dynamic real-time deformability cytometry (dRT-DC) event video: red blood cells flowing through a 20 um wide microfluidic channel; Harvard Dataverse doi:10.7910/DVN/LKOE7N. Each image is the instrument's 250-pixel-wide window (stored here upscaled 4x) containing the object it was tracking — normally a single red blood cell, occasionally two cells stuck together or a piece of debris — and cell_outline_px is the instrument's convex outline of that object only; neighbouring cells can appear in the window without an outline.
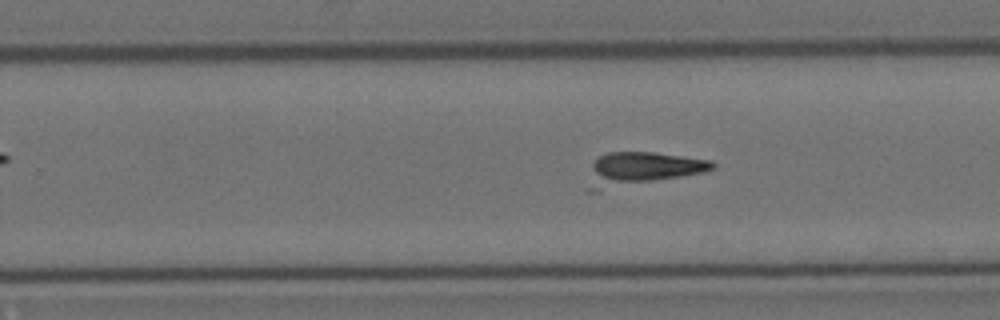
{"species": "Egyptian fruit bat (a non-hibernating species)", "species_latin": "Rousettus aegyptiacus", "temperature_condition": "cold", "stored_images_in_passage": 44, "camera_frame_rate_fps": 3000, "um_per_image_px": 0.085, "animal": {"sex": "female"}, "frame": {"image": 1, "passage_image": 33, "time_ms": 10.667, "image_size_px": [1000, 320], "cell_outline_px": [[716, 168], [704, 172], [680, 176], [652, 180], [604, 180], [592, 168], [592, 164], [600, 156], [608, 152], [652, 152], [712, 160], [716, 164]], "centroid_in_image_um": [55.09, 14.1], "position_along_channel_um": 274.7, "area_um2": 19.65}}